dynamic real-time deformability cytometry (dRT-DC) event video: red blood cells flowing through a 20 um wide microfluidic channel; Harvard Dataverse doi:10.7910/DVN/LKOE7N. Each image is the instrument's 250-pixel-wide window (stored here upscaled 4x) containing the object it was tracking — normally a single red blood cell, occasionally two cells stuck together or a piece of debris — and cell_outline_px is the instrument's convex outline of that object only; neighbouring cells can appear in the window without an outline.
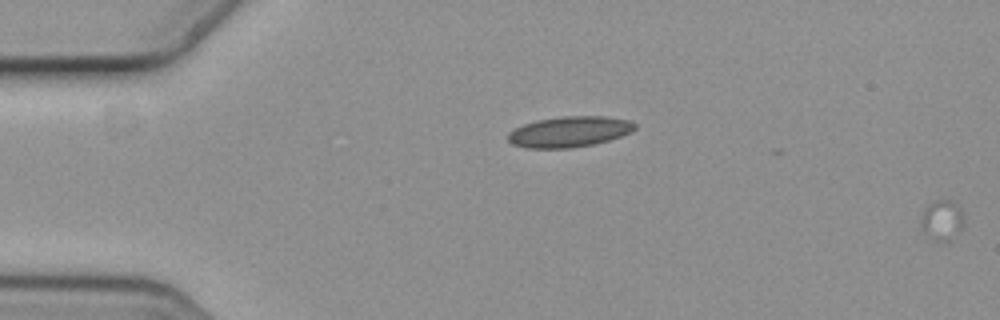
{"species": "common noctule bat (a hibernating species)", "species_latin": "Nyctalus noctula", "temperature_condition": "cold", "stored_images_in_passage": 4, "segment_of_instrument_passage": [2, 2], "camera_frame_rate_fps": 3000, "um_per_image_px": 0.085, "animal": {"sex": "female", "body_mass_g": 19.3, "forearm_length_mm": 54.1}, "frame": {"image": 1, "passage_image": 4, "time_ms": 1.0, "image_size_px": [1000, 320], "cell_outline_px": [[964, 228], [960, 232], [948, 240], [940, 244], [932, 240], [924, 232], [920, 216], [924, 208], [928, 204], [936, 200], [948, 200], [960, 208], [964, 216]], "centroid_in_image_um": [80.08, 18.75], "position_along_channel_um": 4.9, "area_um2": 10.29}}